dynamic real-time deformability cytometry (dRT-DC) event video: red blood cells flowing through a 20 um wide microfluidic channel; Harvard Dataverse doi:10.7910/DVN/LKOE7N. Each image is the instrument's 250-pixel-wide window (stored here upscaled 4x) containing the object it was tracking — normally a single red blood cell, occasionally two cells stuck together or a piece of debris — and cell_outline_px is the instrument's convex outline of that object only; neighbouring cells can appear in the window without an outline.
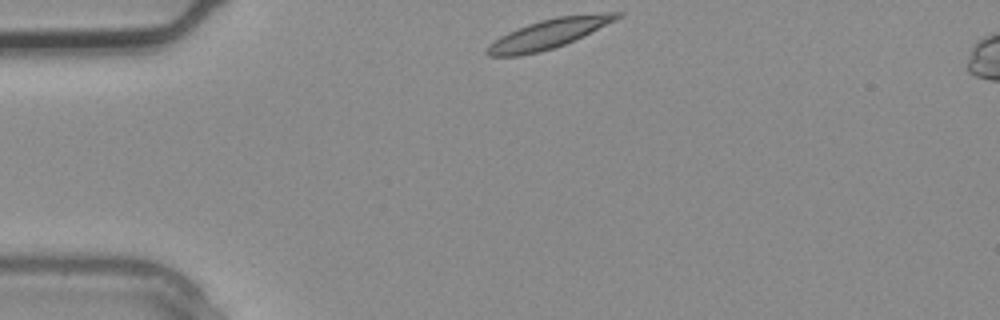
{"species": "common noctule bat (a hibernating species)", "species_latin": "Nyctalus noctula", "temperature_condition": "warm", "stored_images_in_passage": 1, "camera_frame_rate_fps": 3000, "um_per_image_px": 0.085, "animal": {"sex": "male", "body_mass_g": 20.4}, "frame": {"image": 1, "passage_image": 1, "time_ms": 0.0, "image_size_px": [1000, 320], "cell_outline_px": [[624, 12], [616, 20], [564, 44], [540, 52], [520, 56], [488, 56], [484, 52], [484, 48], [488, 44], [500, 36], [508, 32], [528, 24], [540, 20], [556, 16], [604, 12]], "centroid_in_image_um": [46.57, 2.87], "position_along_channel_um": 38.4, "area_um2": 22.2}}